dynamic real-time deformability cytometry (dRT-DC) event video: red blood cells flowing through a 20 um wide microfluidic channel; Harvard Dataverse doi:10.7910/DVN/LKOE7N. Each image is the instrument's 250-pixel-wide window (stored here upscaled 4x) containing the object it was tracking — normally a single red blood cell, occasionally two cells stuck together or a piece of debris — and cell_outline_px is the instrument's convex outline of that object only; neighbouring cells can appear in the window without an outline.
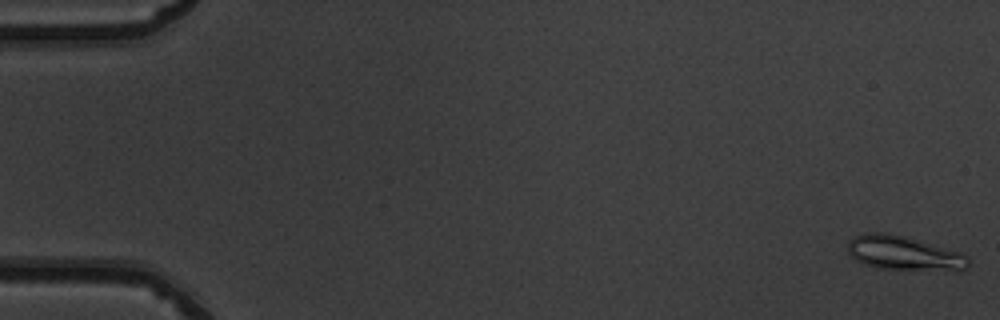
{"species": "common noctule bat (a hibernating species)", "species_latin": "Nyctalus noctula", "temperature_condition": "warm", "stored_images_in_passage": 51, "camera_frame_rate_fps": 3000, "um_per_image_px": 0.085, "animal": {"sex": "male", "body_mass_g": 19.5, "forearm_length_mm": 54.6}, "frame": {"image": 1, "passage_image": 1, "time_ms": 0.0, "image_size_px": [1000, 320], "cell_outline_px": [[968, 268], [960, 272], [876, 268], [864, 264], [856, 260], [848, 252], [848, 240], [852, 236], [864, 232], [884, 232], [904, 236], [960, 252], [968, 256]], "centroid_in_image_um": [76.84, 21.54], "position_along_channel_um": 8.2, "area_um2": 24.57}}
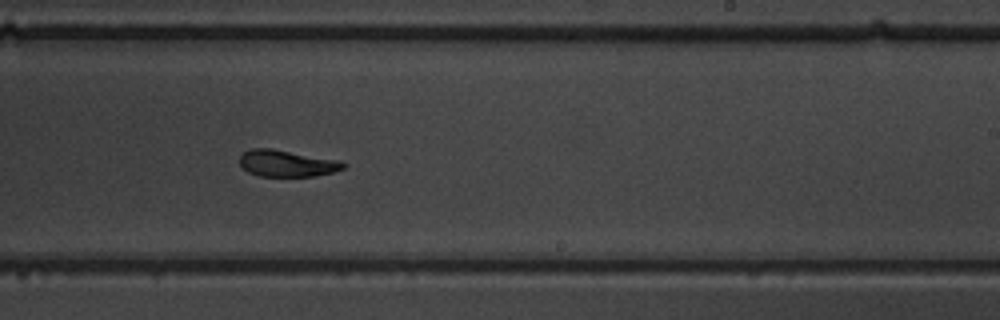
{"frame": {"image": 2, "passage_image": 32, "time_ms": 10.333, "image_size_px": [1000, 320], "cell_outline_px": [[348, 164], [344, 168], [332, 172], [312, 176], [260, 176], [248, 172], [240, 164], [240, 156], [244, 152], [252, 148], [272, 148], [340, 160]], "centroid_in_image_um": [24.4, 13.88], "position_along_channel_um": 264.6, "area_um2": 16.07}}
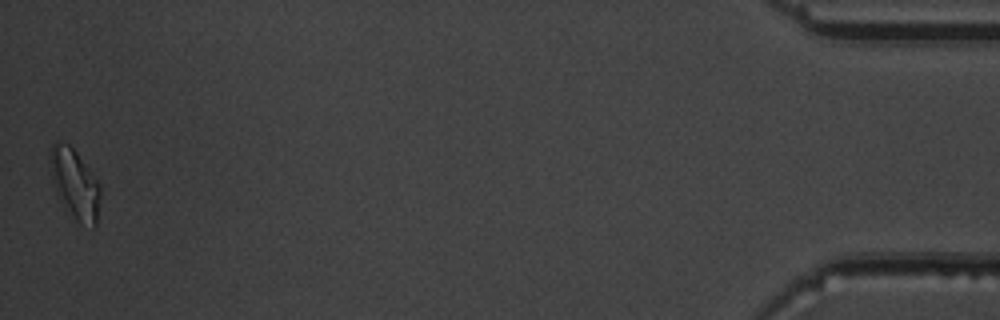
{"frame": {"image": 3, "passage_image": 51, "time_ms": 16.667, "image_size_px": [1000, 320], "cell_outline_px": [[100, 196], [96, 224], [92, 228], [80, 224], [64, 208], [56, 192], [52, 176], [48, 156], [52, 144], [56, 140], [60, 140], [68, 144], [76, 152], [100, 184]], "centroid_in_image_um": [6.34, 15.63], "position_along_channel_um": 428.9, "area_um2": 20.46}, "authors_computed_cell_mechanics": {"area_um2": 17.2822, "velocity_mm_per_s": 3.9923, "shape_relaxation_time_tau1_ms": 4.0574, "shape_relaxation_time_tau2_ms": 3.0595, "deformation_change_tau1": 0.1186, "deformation_change_tau2": 0.0765}}